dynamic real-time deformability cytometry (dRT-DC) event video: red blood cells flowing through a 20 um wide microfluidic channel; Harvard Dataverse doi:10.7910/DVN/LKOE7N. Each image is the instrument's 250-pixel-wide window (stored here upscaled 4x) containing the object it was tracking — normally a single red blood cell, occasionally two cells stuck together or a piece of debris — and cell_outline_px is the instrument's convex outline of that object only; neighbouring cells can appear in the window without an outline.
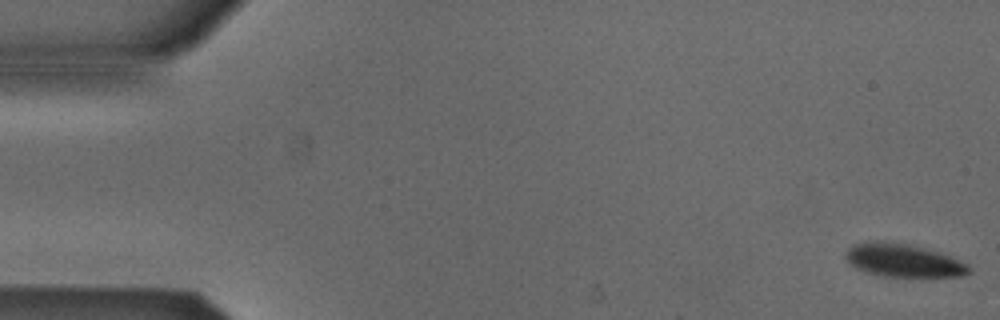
{"species": "Egyptian fruit bat (a non-hibernating species)", "species_latin": "Rousettus aegyptiacus", "temperature_condition": "cold", "stored_images_in_passage": 53, "camera_frame_rate_fps": 3000, "um_per_image_px": 0.085, "animal": {"sex": "male"}, "frame": {"image": 1, "passage_image": 1, "time_ms": 0.0, "image_size_px": [1000, 320], "cell_outline_px": [[972, 272], [960, 276], [884, 276], [868, 272], [856, 268], [848, 264], [844, 256], [848, 248], [856, 244], [868, 240], [884, 240], [908, 244], [940, 252], [968, 264], [972, 268]], "centroid_in_image_um": [76.76, 22.12], "position_along_channel_um": 8.2, "area_um2": 23.87}}
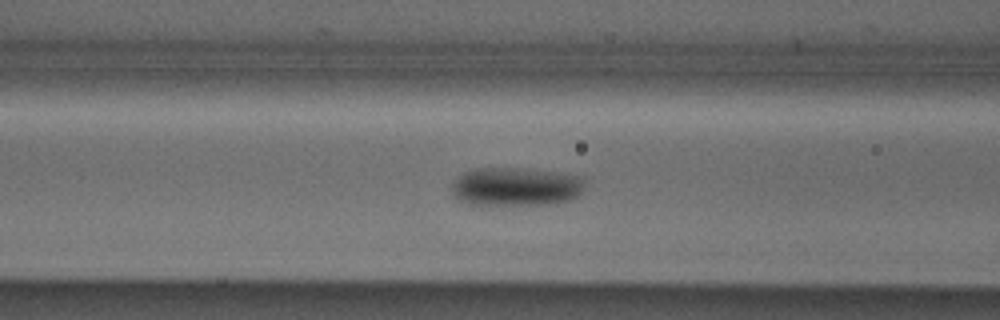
{"frame": {"image": 2, "passage_image": 21, "time_ms": 6.667, "image_size_px": [1000, 320], "cell_outline_px": [[588, 180], [584, 188], [576, 196], [568, 200], [552, 204], [468, 204], [460, 200], [452, 192], [452, 184], [456, 176], [472, 168], [516, 168], [552, 172], [584, 176]], "centroid_in_image_um": [43.86, 15.85], "position_along_channel_um": 122.7, "area_um2": 29.94}}
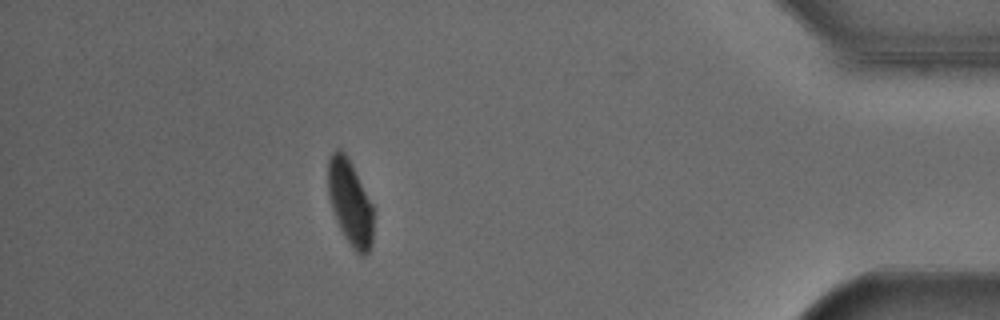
{"frame": {"image": 3, "passage_image": 47, "time_ms": 15.333, "image_size_px": [1000, 320], "cell_outline_px": [[372, 244], [368, 252], [364, 256], [360, 256], [352, 248], [344, 236], [336, 220], [328, 196], [328, 160], [332, 152], [336, 148], [340, 148], [344, 152], [352, 164], [372, 204]], "centroid_in_image_um": [29.74, 17.22], "position_along_channel_um": 405.5, "area_um2": 22.48}, "authors_computed_cell_mechanics": {"area_um2": 26.299, "velocity_mm_per_s": 3.8524, "shape_relaxation_time_tau1_ms": 6.3977, "shape_relaxation_time_tau2_ms": null, "deformation_change_tau1": 0.1205, "deformation_change_tau2": null}}